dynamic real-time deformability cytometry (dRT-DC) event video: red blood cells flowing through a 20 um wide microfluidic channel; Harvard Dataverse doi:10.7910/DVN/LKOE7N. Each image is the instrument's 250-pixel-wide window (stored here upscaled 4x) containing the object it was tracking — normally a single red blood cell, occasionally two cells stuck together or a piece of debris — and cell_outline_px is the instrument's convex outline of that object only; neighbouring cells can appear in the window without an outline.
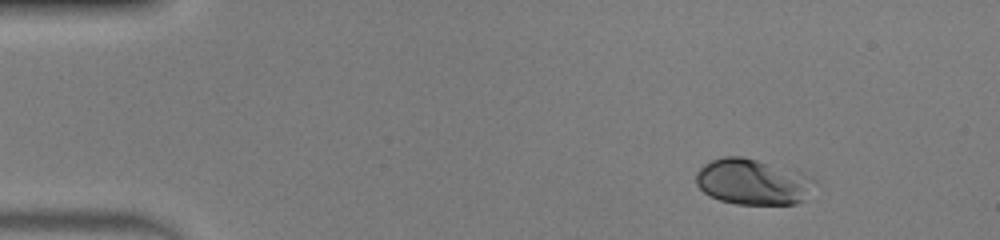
{"species": "human", "species_latin": "Homo sapiens", "temperature_condition": "warm", "stored_images_in_passage": 44, "camera_frame_rate_fps": 3000, "um_per_image_px": 0.085, "donor": {"sex": "male"}, "frame": {"image": 1, "passage_image": 1, "time_ms": 0.0, "image_size_px": [1000, 240], "cell_outline_px": [[816, 184], [804, 200], [796, 204], [736, 204], [720, 200], [708, 196], [696, 184], [696, 172], [704, 164], [712, 160], [724, 156], [740, 156], [756, 160], [800, 172], [812, 176], [816, 180]], "centroid_in_image_um": [63.99, 15.47], "position_along_channel_um": 21.0, "area_um2": 31.67}}
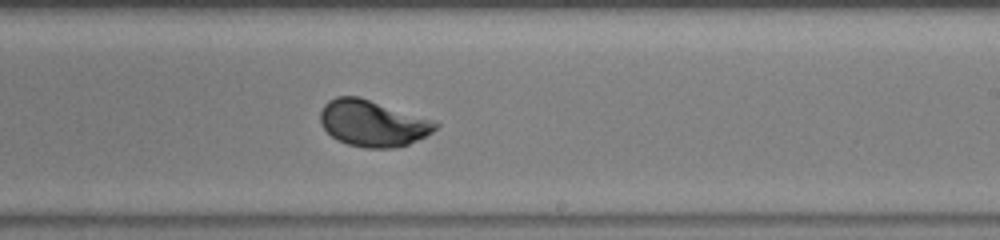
{"frame": {"image": 2, "passage_image": 25, "time_ms": 8.0, "image_size_px": [1000, 240], "cell_outline_px": [[440, 124], [432, 132], [408, 144], [396, 148], [364, 148], [348, 144], [336, 140], [320, 124], [320, 112], [324, 104], [328, 100], [336, 96], [356, 96], [432, 120]], "centroid_in_image_um": [31.63, 10.49], "position_along_channel_um": 257.4, "area_um2": 30.69}}
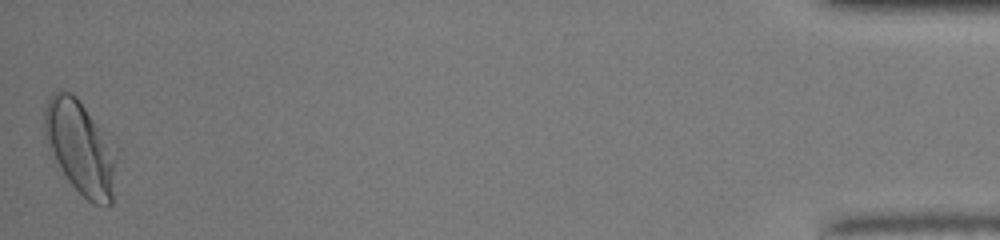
{"frame": {"image": 3, "passage_image": 44, "time_ms": 14.333, "image_size_px": [1000, 240], "cell_outline_px": [[112, 204], [108, 208], [92, 204], [68, 180], [60, 168], [44, 136], [44, 108], [48, 96], [52, 92], [72, 92], [76, 96], [112, 148]], "centroid_in_image_um": [6.73, 12.54], "position_along_channel_um": 428.5, "area_um2": 37.28}, "authors_computed_cell_mechanics": {"area_um2": 30.6051, "velocity_mm_per_s": 4.1687, "shape_relaxation_time_tau1_ms": 2.265, "shape_relaxation_time_tau2_ms": null, "deformation_change_tau1": 0.1374, "deformation_change_tau2": null}}